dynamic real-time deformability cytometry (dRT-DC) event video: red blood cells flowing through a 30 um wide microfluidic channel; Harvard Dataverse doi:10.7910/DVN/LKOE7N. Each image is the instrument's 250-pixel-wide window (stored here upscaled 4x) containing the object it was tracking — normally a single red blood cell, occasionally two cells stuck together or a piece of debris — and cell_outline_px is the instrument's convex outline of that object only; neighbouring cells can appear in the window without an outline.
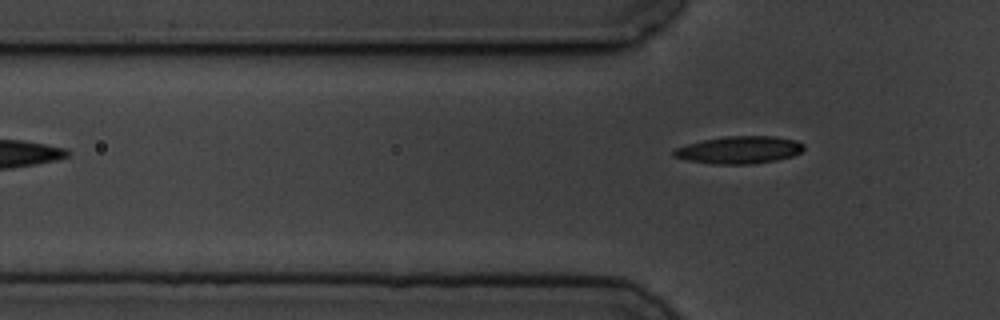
{"species": "common noctule bat (a hibernating species)", "species_latin": "Nyctalus noctula", "temperature_condition": "cold", "stored_images_in_passage": 5, "camera_frame_rate_fps": 3000, "um_per_image_px": 0.085, "animal": {"sex": "male", "body_mass_g": 19.5, "forearm_length_mm": 54.6}, "frame": {"image": 1, "passage_image": 5, "time_ms": 5.667, "image_size_px": [1000, 320], "cell_outline_px": [[804, 148], [800, 152], [792, 156], [776, 160], [752, 164], [712, 164], [684, 160], [672, 156], [672, 152], [676, 148], [688, 144], [704, 140], [728, 136], [776, 136], [796, 140], [804, 144]], "centroid_in_image_um": [62.83, 12.75], "position_along_channel_um": 63.0, "area_um2": 20.81}}